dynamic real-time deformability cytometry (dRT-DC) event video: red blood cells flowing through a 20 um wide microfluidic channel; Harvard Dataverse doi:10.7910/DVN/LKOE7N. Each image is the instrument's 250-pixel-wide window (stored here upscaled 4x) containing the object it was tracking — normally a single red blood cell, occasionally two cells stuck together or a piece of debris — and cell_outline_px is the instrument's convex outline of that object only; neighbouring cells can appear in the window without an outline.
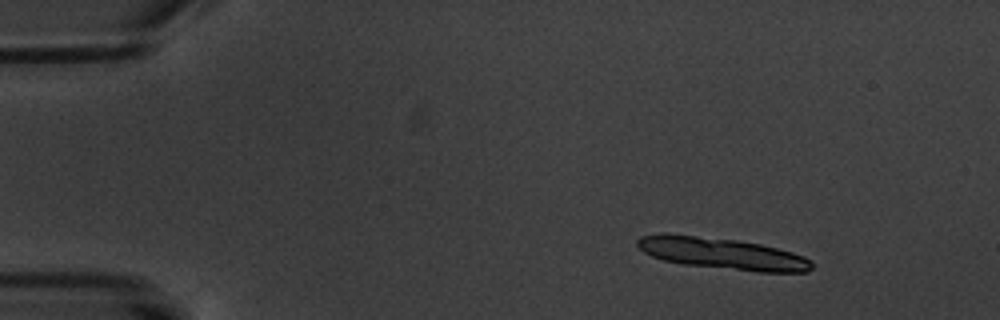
{"species": "common noctule bat (a hibernating species)", "species_latin": "Nyctalus noctula", "temperature_condition": "warm", "stored_images_in_passage": 5, "camera_frame_rate_fps": 3000, "um_per_image_px": 0.085, "animal": {"sex": "male", "body_mass_g": 20.1, "forearm_length_mm": 53.5}, "frame": {"image": 1, "passage_image": 1, "time_ms": 0.0, "image_size_px": [1000, 320], "cell_outline_px": [[812, 268], [808, 272], [756, 272], [684, 264], [664, 260], [652, 256], [644, 252], [636, 244], [636, 240], [640, 236], [660, 232], [668, 232], [736, 240], [760, 244], [792, 252], [804, 256], [812, 264]], "centroid_in_image_um": [61.32, 21.53], "position_along_channel_um": 23.7, "area_um2": 32.25}}